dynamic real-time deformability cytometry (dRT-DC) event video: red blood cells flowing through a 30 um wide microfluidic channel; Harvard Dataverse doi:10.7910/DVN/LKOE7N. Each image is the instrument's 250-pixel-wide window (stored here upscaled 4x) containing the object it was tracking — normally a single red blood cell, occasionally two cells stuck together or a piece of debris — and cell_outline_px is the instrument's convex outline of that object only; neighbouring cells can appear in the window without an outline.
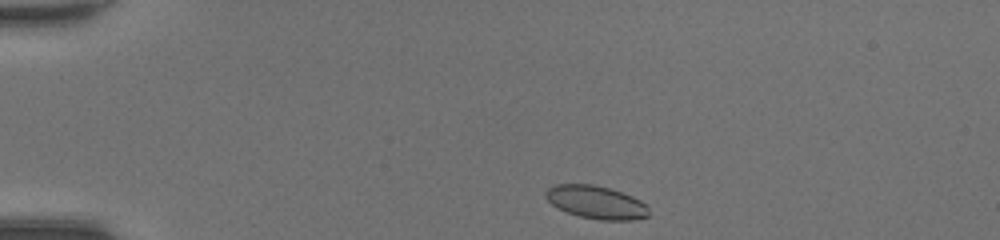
{"species": "common noctule bat (a hibernating species)", "species_latin": "Nyctalus noctula", "temperature_condition": "room temperature", "stored_images_in_passage": 39, "camera_frame_rate_fps": 3000, "um_per_image_px": 0.085, "animal": {"sex": "female", "body_mass_g": 20.0, "forearm_length_mm": 54.0}, "frame": {"image": 1, "passage_image": 1, "time_ms": 0.0, "image_size_px": [1000, 240], "cell_outline_px": [[648, 216], [632, 220], [600, 220], [580, 216], [568, 212], [552, 204], [544, 196], [544, 192], [548, 188], [556, 184], [592, 184], [608, 188], [632, 196], [640, 200], [648, 208]], "centroid_in_image_um": [50.65, 17.18], "position_along_channel_um": 34.3, "area_um2": 19.59}}
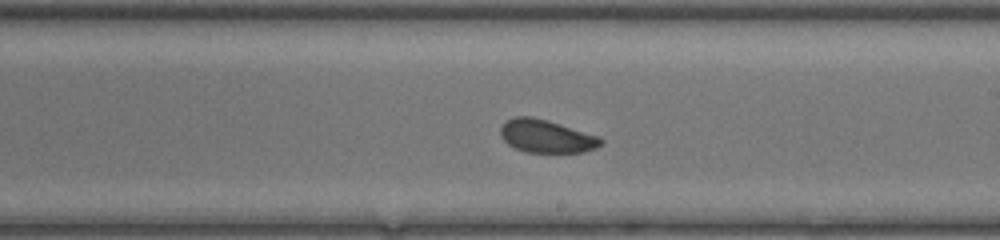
{"frame": {"image": 2, "passage_image": 20, "time_ms": 6.333, "image_size_px": [1000, 240], "cell_outline_px": [[604, 140], [596, 148], [580, 152], [528, 152], [516, 148], [508, 144], [500, 136], [500, 128], [508, 120], [516, 116], [532, 116], [548, 120], [600, 136]], "centroid_in_image_um": [46.45, 11.57], "position_along_channel_um": 242.5, "area_um2": 19.19}}
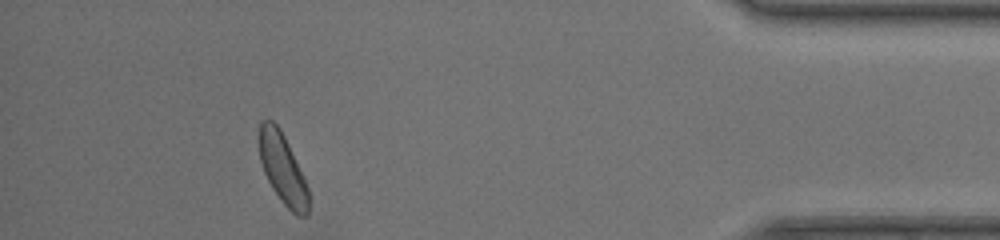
{"frame": {"image": 3, "passage_image": 35, "time_ms": 11.333, "image_size_px": [1000, 240], "cell_outline_px": [[308, 216], [296, 216], [280, 200], [272, 188], [264, 172], [260, 160], [260, 120], [272, 120], [280, 128], [288, 144], [308, 188]], "centroid_in_image_um": [24.02, 14.37], "position_along_channel_um": 411.2, "area_um2": 19.77}, "authors_computed_cell_mechanics": {"area_um2": 19.7676, "velocity_mm_per_s": 4.3312, "shape_relaxation_time_tau1_ms": 2.9348, "shape_relaxation_time_tau2_ms": 1.643, "deformation_change_tau1": 0.0843, "deformation_change_tau2": 0.0712}}